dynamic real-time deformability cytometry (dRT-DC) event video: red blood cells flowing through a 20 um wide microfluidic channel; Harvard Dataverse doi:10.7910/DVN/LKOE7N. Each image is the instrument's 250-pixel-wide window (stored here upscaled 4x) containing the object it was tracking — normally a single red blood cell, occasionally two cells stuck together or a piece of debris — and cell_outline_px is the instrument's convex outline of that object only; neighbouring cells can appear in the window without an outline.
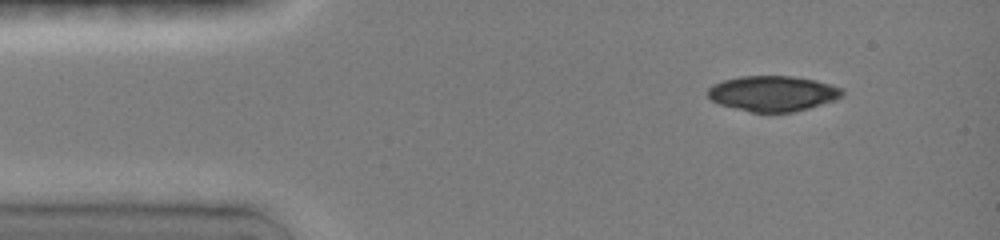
{"species": "common noctule bat (a hibernating species)", "species_latin": "Nyctalus noctula", "temperature_condition": "room temperature", "stored_images_in_passage": 3, "camera_frame_rate_fps": 3000, "um_per_image_px": 0.085, "animal": {"sex": "female", "body_mass_g": 19.0, "forearm_length_mm": 51.5}, "frame": {"image": 1, "passage_image": 1, "time_ms": 0.0, "image_size_px": [1000, 240], "cell_outline_px": [[844, 96], [836, 100], [808, 108], [792, 112], [752, 112], [720, 104], [712, 100], [708, 96], [708, 88], [712, 84], [724, 80], [740, 76], [792, 76], [816, 80], [844, 88]], "centroid_in_image_um": [65.73, 7.94], "position_along_channel_um": 19.3, "area_um2": 27.8}}
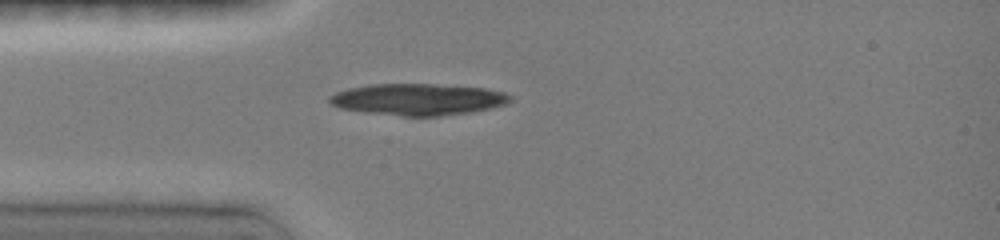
{"frame": {"image": 2, "passage_image": 3, "time_ms": 2.333, "image_size_px": [1000, 240], "cell_outline_px": [[512, 100], [504, 104], [492, 108], [472, 112], [440, 116], [400, 116], [364, 112], [340, 108], [328, 104], [328, 96], [336, 92], [348, 88], [372, 84], [432, 84], [484, 88], [504, 92], [512, 96]], "centroid_in_image_um": [35.5, 8.45], "position_along_channel_um": 49.5, "area_um2": 33.47}}